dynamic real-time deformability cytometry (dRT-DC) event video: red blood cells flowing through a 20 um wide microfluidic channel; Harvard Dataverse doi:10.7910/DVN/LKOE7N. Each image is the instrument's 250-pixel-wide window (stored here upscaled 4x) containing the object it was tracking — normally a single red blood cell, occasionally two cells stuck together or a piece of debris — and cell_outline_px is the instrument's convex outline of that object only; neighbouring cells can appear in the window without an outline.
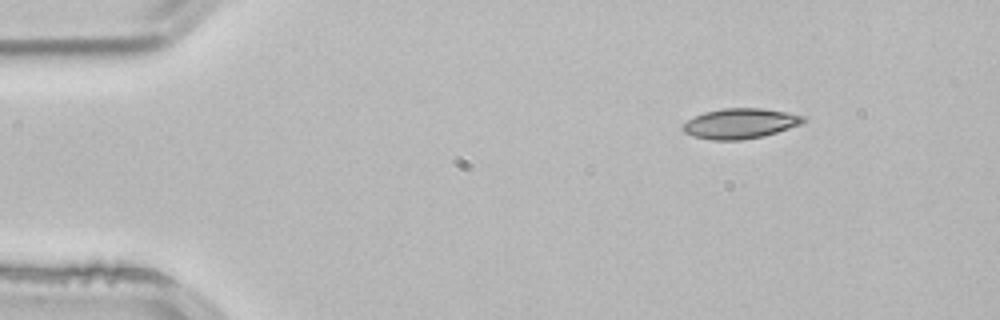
{"species": "common noctule bat (a hibernating species)", "species_latin": "Nyctalus noctula", "temperature_condition": "room temperature", "stored_images_in_passage": 2, "camera_frame_rate_fps": 3000, "um_per_image_px": 0.085, "animal": {"sex": "male", "body_mass_g": 21.5, "forearm_length_mm": 52.0}, "frame": {"image": 1, "passage_image": 2, "time_ms": 0.333, "image_size_px": [1000, 320], "cell_outline_px": [[808, 120], [800, 124], [764, 136], [740, 140], [712, 140], [692, 136], [684, 132], [680, 128], [680, 124], [704, 112], [724, 108], [764, 108], [788, 112], [808, 116]], "centroid_in_image_um": [62.92, 10.49], "position_along_channel_um": 22.1, "area_um2": 21.44}}